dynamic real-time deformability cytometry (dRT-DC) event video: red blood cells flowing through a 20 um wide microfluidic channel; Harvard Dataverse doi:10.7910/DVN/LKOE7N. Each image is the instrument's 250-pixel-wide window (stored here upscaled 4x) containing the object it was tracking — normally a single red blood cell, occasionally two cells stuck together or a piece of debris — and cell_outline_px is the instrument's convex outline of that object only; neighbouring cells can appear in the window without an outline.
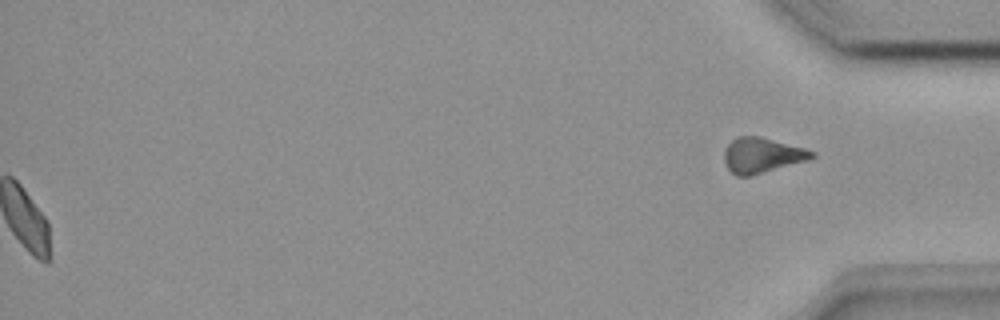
{"species": "common noctule bat (a hibernating species)", "species_latin": "Nyctalus noctula", "temperature_condition": "room temperature", "stored_images_in_passage": 48, "segment_of_instrument_passage": [2, 2], "camera_frame_rate_fps": 3000, "um_per_image_px": 0.085, "animal": {"sex": "female", "body_mass_g": 18.4}, "frame": {"image": 1, "passage_image": 48, "time_ms": 15.667, "image_size_px": [1000, 320], "cell_outline_px": [[816, 156], [808, 160], [764, 172], [748, 176], [736, 176], [728, 168], [724, 160], [724, 148], [736, 136], [760, 136], [804, 148], [816, 152]], "centroid_in_image_um": [64.76, 13.19], "position_along_channel_um": 370.4, "area_um2": 17.92}}